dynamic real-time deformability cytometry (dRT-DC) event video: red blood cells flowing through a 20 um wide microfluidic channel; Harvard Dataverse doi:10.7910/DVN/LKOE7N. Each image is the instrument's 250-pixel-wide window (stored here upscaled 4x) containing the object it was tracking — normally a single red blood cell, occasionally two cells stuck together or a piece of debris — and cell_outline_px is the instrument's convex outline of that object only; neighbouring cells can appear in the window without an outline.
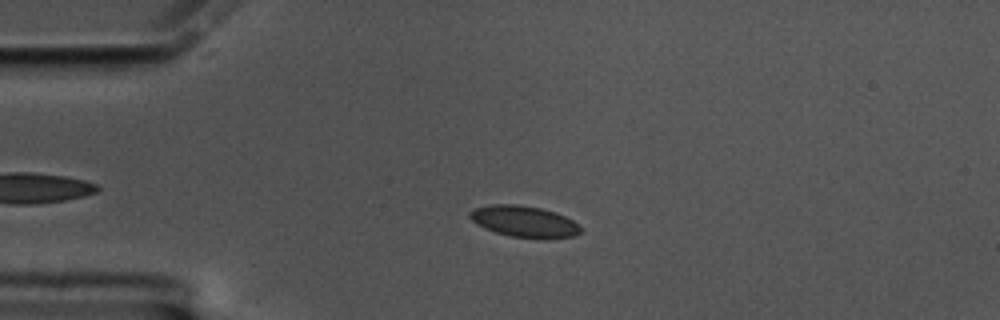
{"species": "common noctule bat (a hibernating species)", "species_latin": "Nyctalus noctula", "temperature_condition": "cold", "stored_images_in_passage": 59, "camera_frame_rate_fps": 3000, "um_per_image_px": 0.085, "animal": {"sex": "male", "body_mass_g": 17.5, "forearm_length_mm": 52.3}, "frame": {"image": 1, "passage_image": 14, "time_ms": 4.333, "image_size_px": [1000, 320], "cell_outline_px": [[580, 232], [576, 236], [544, 240], [508, 236], [484, 228], [476, 224], [468, 216], [468, 212], [476, 208], [492, 204], [516, 204], [540, 208], [556, 212], [580, 224]], "centroid_in_image_um": [44.57, 18.85], "position_along_channel_um": 40.4, "area_um2": 20.58}}
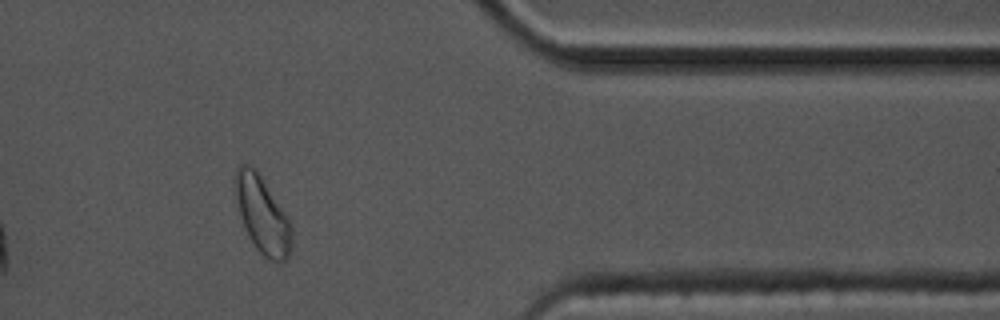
{"frame": {"image": 2, "passage_image": 49, "time_ms": 16.0, "image_size_px": [1000, 320], "cell_outline_px": [[292, 244], [288, 260], [280, 264], [268, 260], [256, 248], [248, 236], [240, 216], [232, 192], [232, 180], [236, 168], [240, 164], [248, 164], [256, 168], [288, 216], [292, 224]], "centroid_in_image_um": [22.28, 18.24], "position_along_channel_um": 389.1, "area_um2": 26.36}}
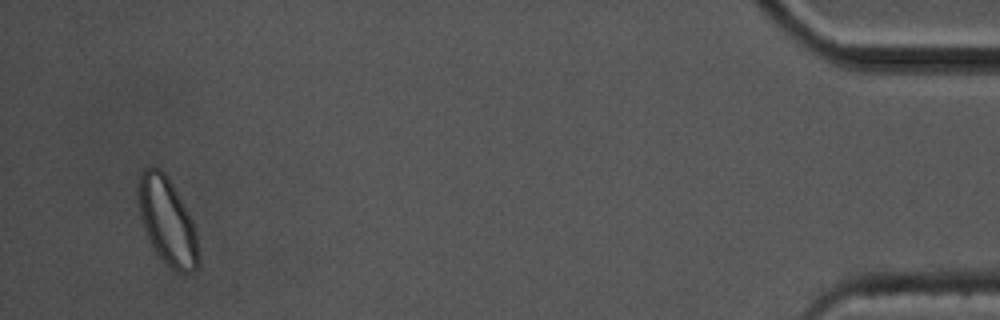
{"frame": {"image": 3, "passage_image": 57, "time_ms": 18.667, "image_size_px": [1000, 320], "cell_outline_px": [[200, 264], [192, 272], [176, 272], [156, 252], [144, 228], [140, 216], [140, 172], [144, 168], [152, 164], [156, 164], [168, 176], [192, 220], [196, 236], [200, 260]], "centroid_in_image_um": [14.24, 18.78], "position_along_channel_um": 421.0, "area_um2": 29.94}, "authors_computed_cell_mechanics": {"area_um2": 20.0566, "velocity_mm_per_s": 3.3899, "shape_relaxation_time_tau1_ms": 6.0502, "shape_relaxation_time_tau2_ms": 6.8862, "deformation_change_tau1": 0.0659, "deformation_change_tau2": 0.0841}}